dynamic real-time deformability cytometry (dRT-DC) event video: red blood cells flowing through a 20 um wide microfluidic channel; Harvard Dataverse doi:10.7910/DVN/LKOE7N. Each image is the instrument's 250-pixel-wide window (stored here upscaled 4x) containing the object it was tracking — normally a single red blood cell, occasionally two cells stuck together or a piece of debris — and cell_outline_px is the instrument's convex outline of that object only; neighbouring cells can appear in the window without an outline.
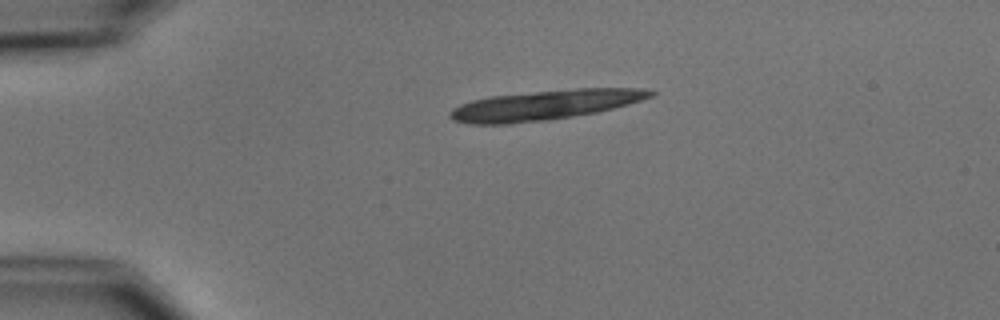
{"species": "common noctule bat (a hibernating species)", "species_latin": "Nyctalus noctula", "temperature_condition": "cold", "stored_images_in_passage": 2, "camera_frame_rate_fps": 3000, "um_per_image_px": 0.085, "animal": {"sex": "male", "body_mass_g": 15.6}, "frame": {"image": 1, "passage_image": 1, "time_ms": 0.0, "image_size_px": [1000, 320], "cell_outline_px": [[656, 92], [652, 96], [628, 104], [596, 112], [548, 120], [508, 124], [468, 124], [452, 120], [448, 116], [448, 112], [452, 108], [460, 104], [472, 100], [488, 96], [576, 88], [644, 88]], "centroid_in_image_um": [46.24, 8.93], "position_along_channel_um": 38.8, "area_um2": 34.85}}